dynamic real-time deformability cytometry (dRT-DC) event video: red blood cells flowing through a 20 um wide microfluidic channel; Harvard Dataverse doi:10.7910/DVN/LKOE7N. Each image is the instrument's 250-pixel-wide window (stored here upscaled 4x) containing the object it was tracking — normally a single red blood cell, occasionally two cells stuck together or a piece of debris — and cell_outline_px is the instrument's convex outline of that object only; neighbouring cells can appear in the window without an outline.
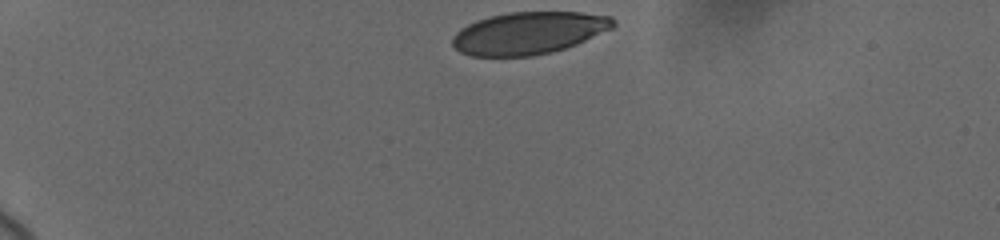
{"species": "human", "species_latin": "Homo sapiens", "temperature_condition": "cold", "stored_images_in_passage": 20, "camera_frame_rate_fps": 3000, "um_per_image_px": 0.085, "donor": {"sex": "female"}, "frame": {"image": 1, "passage_image": 1, "time_ms": 0.0, "image_size_px": [1000, 240], "cell_outline_px": [[616, 24], [612, 28], [576, 44], [552, 52], [532, 56], [472, 56], [460, 52], [452, 44], [452, 36], [460, 28], [476, 20], [488, 16], [508, 12], [580, 12], [612, 16], [616, 20]], "centroid_in_image_um": [44.93, 2.8], "position_along_channel_um": 40.1, "area_um2": 39.77}}
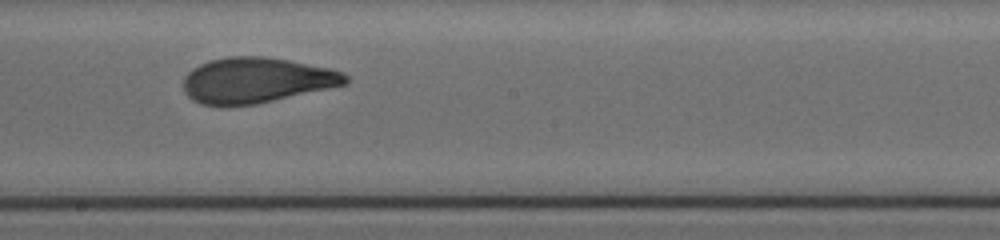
{"frame": {"image": 2, "passage_image": 12, "time_ms": 7.0, "image_size_px": [1000, 240], "cell_outline_px": [[348, 84], [256, 104], [224, 108], [220, 108], [200, 104], [192, 100], [184, 92], [184, 76], [192, 68], [200, 64], [212, 60], [228, 56], [264, 56], [288, 60], [332, 68], [344, 72], [348, 76]], "centroid_in_image_um": [21.77, 6.84], "position_along_channel_um": 226.4, "area_um2": 43.64}}
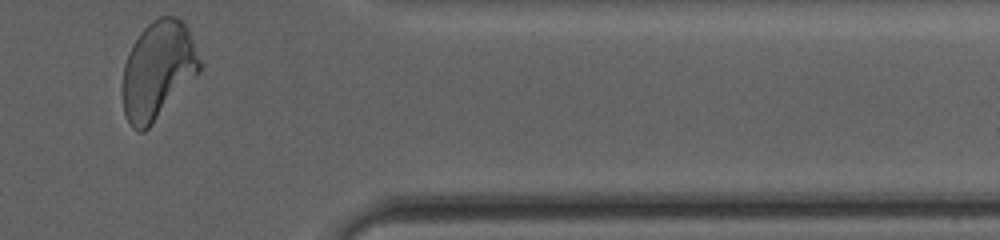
{"frame": {"image": 3, "passage_image": 20, "time_ms": 12.0, "image_size_px": [1000, 240], "cell_outline_px": [[200, 72], [152, 124], [144, 132], [140, 132], [132, 128], [124, 112], [120, 92], [120, 88], [124, 64], [128, 52], [132, 44], [140, 32], [152, 20], [160, 16], [176, 16], [188, 28], [200, 60]], "centroid_in_image_um": [13.38, 5.98], "position_along_channel_um": 398.0, "area_um2": 44.27}, "authors_computed_cell_mechanics": {"area_um2": 42.6853, "velocity_mm_per_s": 3.663, "shape_relaxation_time_tau1_ms": 4.6606, "shape_relaxation_time_tau2_ms": 0.9685, "deformation_change_tau1": 0.169, "deformation_change_tau2": 0.0732}}